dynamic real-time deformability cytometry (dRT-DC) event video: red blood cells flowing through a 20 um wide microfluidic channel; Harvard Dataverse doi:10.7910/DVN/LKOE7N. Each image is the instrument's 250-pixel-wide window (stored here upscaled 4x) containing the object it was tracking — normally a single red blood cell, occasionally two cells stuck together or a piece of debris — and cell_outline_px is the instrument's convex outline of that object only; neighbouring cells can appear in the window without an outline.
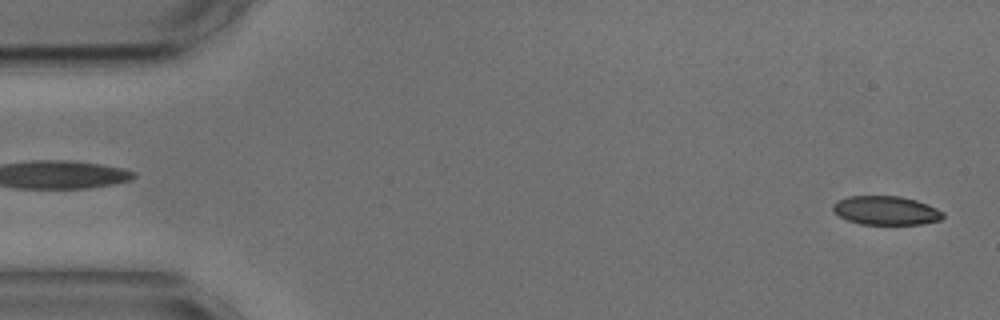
{"species": "common noctule bat (a hibernating species)", "species_latin": "Nyctalus noctula", "temperature_condition": "cold", "stored_images_in_passage": 54, "camera_frame_rate_fps": 3000, "um_per_image_px": 0.085, "animal": {"sex": "male", "body_mass_g": 17.9, "forearm_length_mm": 54.2}, "frame": {"image": 1, "passage_image": 1, "time_ms": 0.0, "image_size_px": [1000, 320], "cell_outline_px": [[944, 216], [940, 220], [924, 224], [860, 224], [848, 220], [840, 216], [832, 208], [832, 204], [836, 200], [848, 196], [900, 196], [916, 200], [928, 204], [944, 212]], "centroid_in_image_um": [75.32, 17.88], "position_along_channel_um": 9.7, "area_um2": 18.55}}
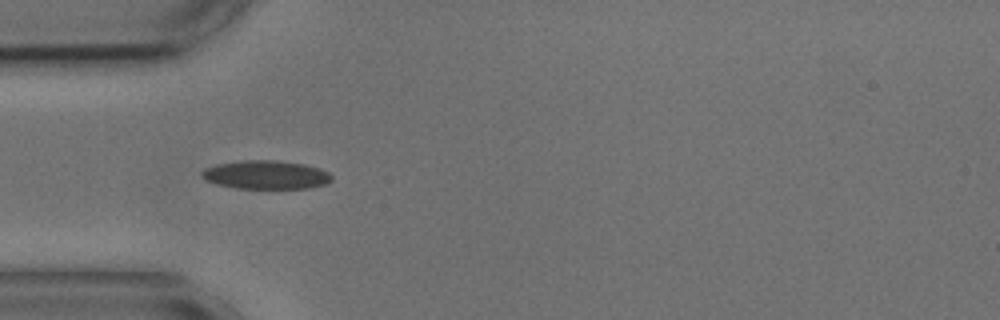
{"frame": {"image": 2, "passage_image": 15, "time_ms": 4.667, "image_size_px": [1000, 320], "cell_outline_px": [[332, 180], [328, 184], [312, 188], [236, 188], [216, 184], [200, 176], [200, 172], [204, 168], [216, 164], [240, 160], [276, 160], [304, 164], [320, 168], [328, 172], [332, 176]], "centroid_in_image_um": [22.62, 14.85], "position_along_channel_um": 62.4, "area_um2": 21.85}}
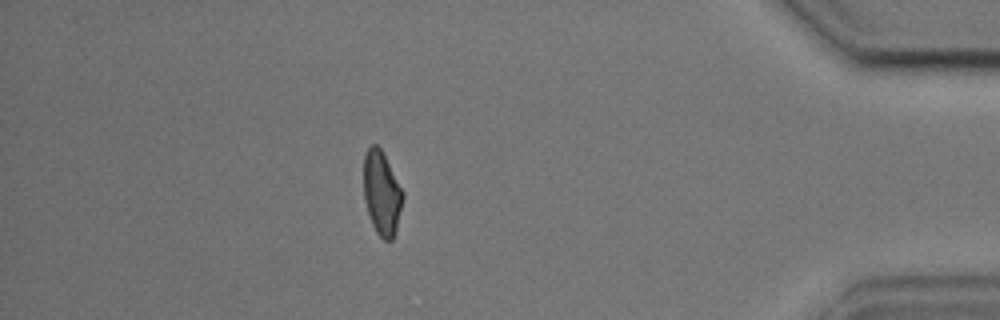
{"frame": {"image": 3, "passage_image": 47, "time_ms": 15.333, "image_size_px": [1000, 320], "cell_outline_px": [[404, 196], [396, 232], [392, 240], [384, 240], [376, 232], [372, 224], [364, 200], [364, 152], [372, 144], [376, 144], [380, 148], [404, 192]], "centroid_in_image_um": [32.45, 16.43], "position_along_channel_um": 402.7, "area_um2": 19.13}, "authors_computed_cell_mechanics": {"area_um2": 19.7387, "velocity_mm_per_s": 3.6239, "shape_relaxation_time_tau1_ms": 7.0859, "shape_relaxation_time_tau2_ms": 2.6017, "deformation_change_tau1": 0.1499, "deformation_change_tau2": 0.0847}}